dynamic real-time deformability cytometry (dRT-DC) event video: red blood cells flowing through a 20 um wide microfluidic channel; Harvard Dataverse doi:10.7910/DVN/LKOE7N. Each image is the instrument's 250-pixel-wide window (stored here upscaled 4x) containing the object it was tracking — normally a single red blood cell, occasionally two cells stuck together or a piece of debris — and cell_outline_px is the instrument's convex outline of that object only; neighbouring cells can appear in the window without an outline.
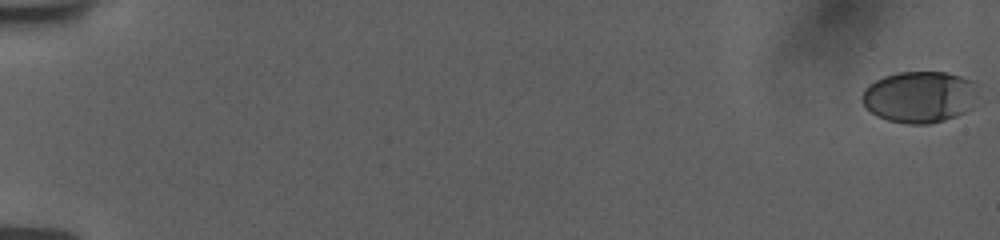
{"species": "human", "species_latin": "Homo sapiens", "temperature_condition": "room temperature", "stored_images_in_passage": 57, "camera_frame_rate_fps": 3000, "um_per_image_px": 0.085, "donor": {"sex": "female"}, "frame": {"image": 1, "passage_image": 1, "time_ms": 0.0, "image_size_px": [1000, 240], "cell_outline_px": [[980, 84], [972, 108], [956, 116], [944, 120], [928, 124], [904, 124], [888, 120], [876, 116], [864, 108], [864, 88], [868, 84], [884, 76], [900, 72], [948, 72], [976, 80]], "centroid_in_image_um": [78.22, 8.23], "position_along_channel_um": 6.8, "area_um2": 35.37}}
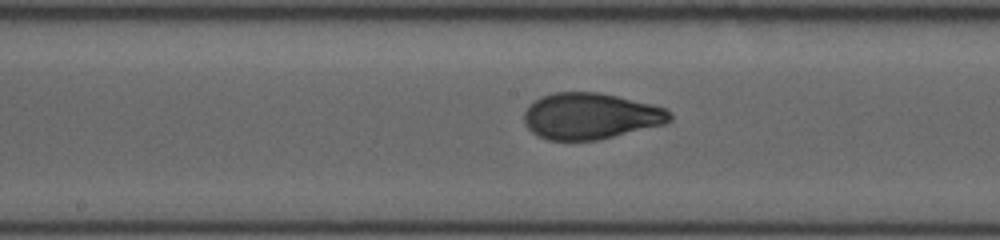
{"frame": {"image": 2, "passage_image": 32, "time_ms": 10.333, "image_size_px": [1000, 240], "cell_outline_px": [[672, 120], [664, 124], [600, 140], [548, 140], [536, 136], [524, 124], [524, 112], [528, 104], [544, 96], [556, 92], [600, 92], [652, 104], [668, 108], [672, 116]], "centroid_in_image_um": [50.2, 9.87], "position_along_channel_um": 198.0, "area_um2": 39.54}}
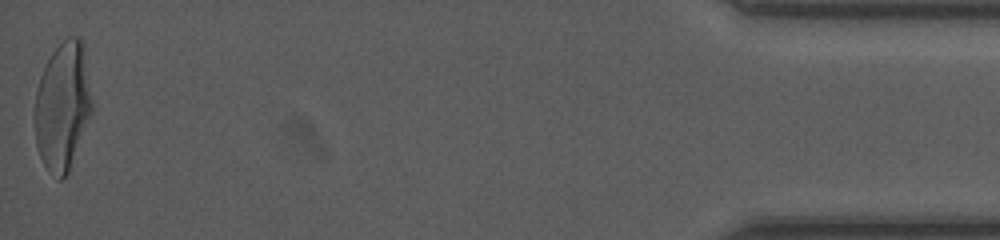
{"frame": {"image": 3, "passage_image": 57, "time_ms": 18.667, "image_size_px": [1000, 240], "cell_outline_px": [[92, 112], [68, 172], [60, 180], [56, 180], [48, 172], [40, 156], [36, 144], [36, 92], [40, 76], [52, 52], [68, 36], [76, 36], [80, 40], [92, 100]], "centroid_in_image_um": [5.31, 9.09], "position_along_channel_um": 429.9, "area_um2": 41.67}, "authors_computed_cell_mechanics": {"area_um2": 38.8994, "velocity_mm_per_s": 3.7765, "shape_relaxation_time_tau1_ms": 4.4077, "shape_relaxation_time_tau2_ms": null, "deformation_change_tau1": 0.1885, "deformation_change_tau2": null}}